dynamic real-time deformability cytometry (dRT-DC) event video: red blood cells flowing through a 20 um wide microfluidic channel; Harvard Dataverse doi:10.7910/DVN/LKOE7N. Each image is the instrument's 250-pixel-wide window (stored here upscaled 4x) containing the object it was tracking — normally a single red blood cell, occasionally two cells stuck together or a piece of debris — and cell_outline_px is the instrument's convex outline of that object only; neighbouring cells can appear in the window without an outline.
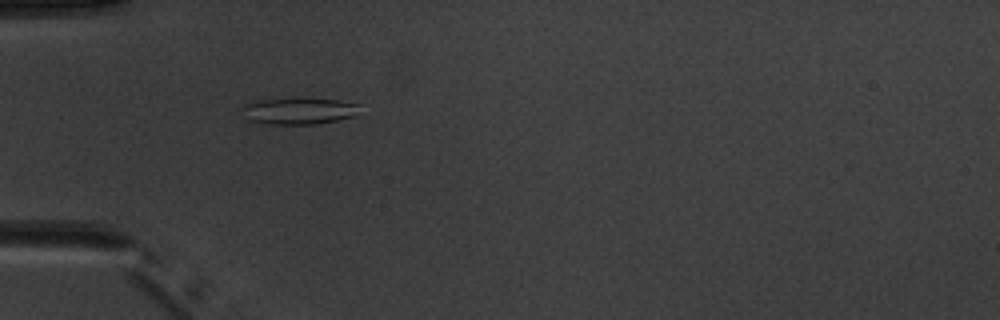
{"species": "common noctule bat (a hibernating species)", "species_latin": "Nyctalus noctula", "temperature_condition": "warm", "stored_images_in_passage": 5, "camera_frame_rate_fps": 3000, "um_per_image_px": 0.085, "animal": {"sex": "male", "body_mass_g": 20.1, "forearm_length_mm": 53.5}, "frame": {"image": 1, "passage_image": 4, "time_ms": 4.667, "image_size_px": [1000, 320], "cell_outline_px": [[360, 104], [356, 116], [316, 124], [268, 124], [248, 120], [240, 108], [244, 104], [260, 100], [336, 100]], "centroid_in_image_um": [25.39, 9.46], "position_along_channel_um": 59.6, "area_um2": 17.63}}
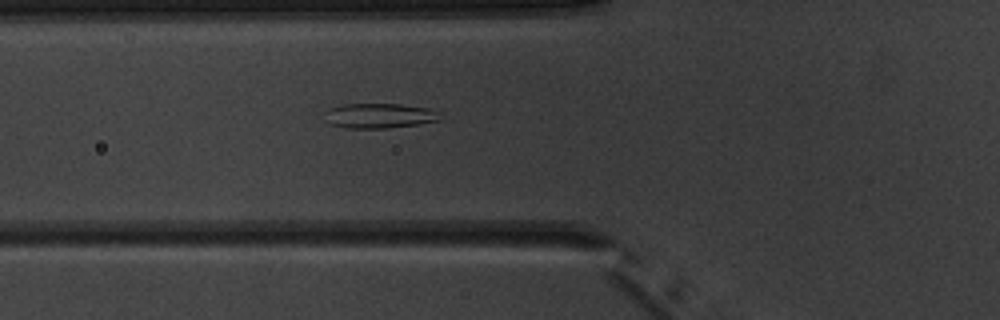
{"frame": {"image": 2, "passage_image": 5, "time_ms": 5.667, "image_size_px": [1000, 320], "cell_outline_px": [[444, 120], [388, 128], [348, 128], [328, 124], [324, 112], [328, 108], [344, 104], [400, 104], [428, 108], [440, 112]], "centroid_in_image_um": [32.27, 9.83], "position_along_channel_um": 93.5, "area_um2": 16.94}}